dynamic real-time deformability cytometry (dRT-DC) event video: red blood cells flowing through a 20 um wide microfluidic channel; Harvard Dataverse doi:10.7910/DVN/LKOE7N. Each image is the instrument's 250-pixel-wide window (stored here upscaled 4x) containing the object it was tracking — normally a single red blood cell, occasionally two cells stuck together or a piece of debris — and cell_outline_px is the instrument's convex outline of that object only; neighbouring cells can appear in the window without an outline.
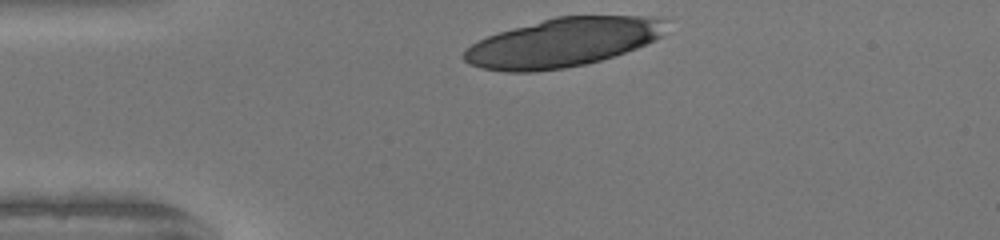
{"species": "human", "species_latin": "Homo sapiens", "temperature_condition": "warm", "stored_images_in_passage": 29, "camera_frame_rate_fps": 3000, "um_per_image_px": 0.085, "donor": {"sex": "female"}, "frame": {"image": 1, "passage_image": 1, "time_ms": 0.0, "image_size_px": [1000, 240], "cell_outline_px": [[668, 20], [660, 36], [656, 40], [636, 48], [588, 64], [564, 68], [532, 72], [508, 72], [484, 68], [468, 64], [460, 56], [472, 44], [488, 36], [500, 32], [556, 16], [648, 16]], "centroid_in_image_um": [47.84, 3.62], "position_along_channel_um": 37.2, "area_um2": 56.99}}